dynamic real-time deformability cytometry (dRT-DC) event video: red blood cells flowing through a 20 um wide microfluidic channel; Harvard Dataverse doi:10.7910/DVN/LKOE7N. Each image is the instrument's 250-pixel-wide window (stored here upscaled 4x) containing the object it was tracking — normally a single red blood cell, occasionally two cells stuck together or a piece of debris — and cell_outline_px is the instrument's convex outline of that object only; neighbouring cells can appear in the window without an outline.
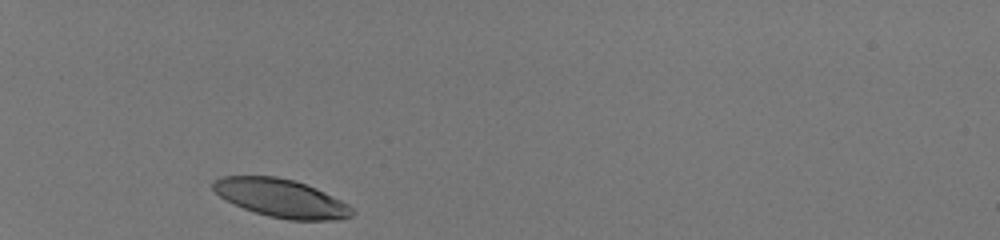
{"species": "human", "species_latin": "Homo sapiens", "temperature_condition": "room temperature", "stored_images_in_passage": 30, "camera_frame_rate_fps": 3000, "um_per_image_px": 0.085, "donor": {"sex": "male"}, "frame": {"image": 1, "passage_image": 1, "time_ms": 0.0, "image_size_px": [1000, 240], "cell_outline_px": [[356, 212], [352, 216], [340, 220], [288, 220], [268, 216], [244, 208], [220, 196], [212, 188], [212, 180], [220, 176], [276, 176], [296, 180], [316, 188], [348, 204]], "centroid_in_image_um": [23.92, 16.84], "position_along_channel_um": 61.1, "area_um2": 30.98}}
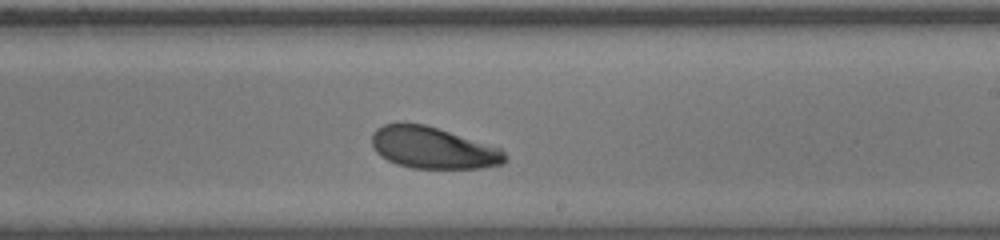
{"frame": {"image": 2, "passage_image": 18, "time_ms": 5.667, "image_size_px": [1000, 240], "cell_outline_px": [[508, 160], [504, 164], [480, 168], [412, 168], [396, 164], [380, 156], [372, 148], [372, 132], [376, 128], [384, 124], [400, 120], [424, 124], [500, 148], [508, 156]], "centroid_in_image_um": [36.75, 12.55], "position_along_channel_um": 252.2, "area_um2": 32.71}}
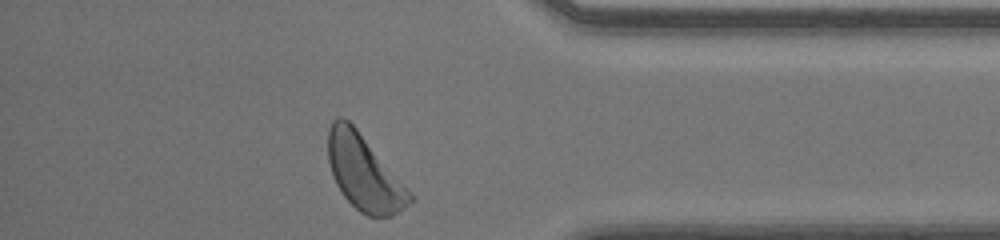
{"frame": {"image": 3, "passage_image": 30, "time_ms": 9.667, "image_size_px": [1000, 240], "cell_outline_px": [[416, 196], [408, 204], [392, 216], [368, 216], [360, 212], [344, 196], [336, 184], [332, 176], [328, 160], [328, 128], [332, 120], [336, 116], [340, 116], [348, 120], [356, 128]], "centroid_in_image_um": [30.95, 14.67], "position_along_channel_um": 404.3, "area_um2": 35.72}, "authors_computed_cell_mechanics": {"area_um2": 33.2639, "velocity_mm_per_s": 4.0211, "shape_relaxation_time_tau1_ms": 1.4433, "shape_relaxation_time_tau2_ms": 3.8439, "deformation_change_tau1": 0.0928, "deformation_change_tau2": 0.1151}}